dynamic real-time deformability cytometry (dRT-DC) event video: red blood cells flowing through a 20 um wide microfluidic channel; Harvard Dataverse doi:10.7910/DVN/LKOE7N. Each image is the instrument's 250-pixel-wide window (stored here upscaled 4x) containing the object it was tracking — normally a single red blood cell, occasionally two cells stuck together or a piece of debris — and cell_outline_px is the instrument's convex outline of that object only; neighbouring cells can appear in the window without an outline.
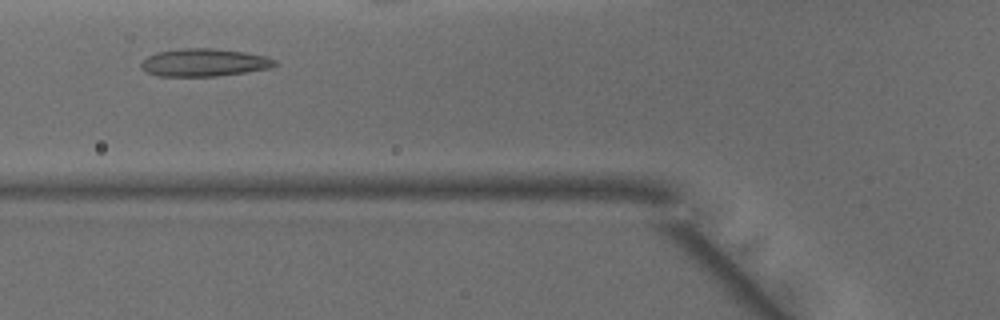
{"species": "common noctule bat (a hibernating species)", "species_latin": "Nyctalus noctula", "temperature_condition": "warm", "stored_images_in_passage": 29, "camera_frame_rate_fps": 3000, "um_per_image_px": 0.085, "animal": {"sex": "male", "body_mass_g": 15.6}, "frame": {"image": 1, "passage_image": 7, "time_ms": 2.0, "image_size_px": [1000, 320], "cell_outline_px": [[276, 64], [272, 68], [216, 76], [160, 76], [148, 72], [140, 64], [148, 56], [156, 52], [180, 48], [212, 48], [244, 52], [268, 56], [276, 60]], "centroid_in_image_um": [17.39, 5.3], "position_along_channel_um": 108.4, "area_um2": 21.5}}
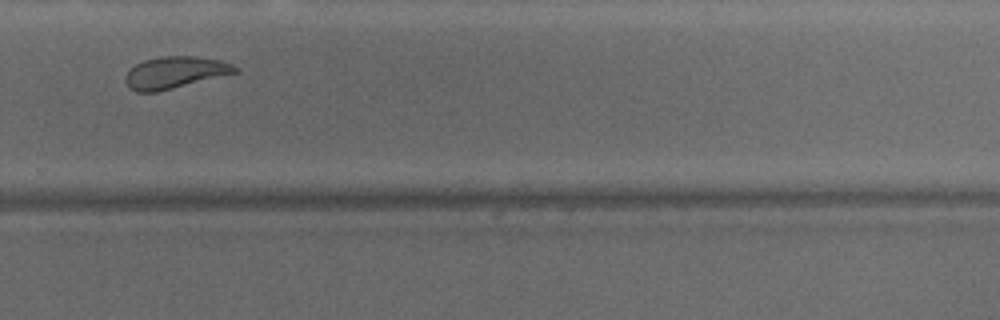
{"frame": {"image": 2, "passage_image": 22, "time_ms": 7.0, "image_size_px": [1000, 320], "cell_outline_px": [[240, 72], [156, 92], [136, 92], [128, 88], [124, 80], [124, 76], [136, 64], [144, 60], [160, 56], [196, 56], [220, 60], [232, 64], [240, 68]], "centroid_in_image_um": [14.88, 6.16], "position_along_channel_um": 314.9, "area_um2": 20.52}}
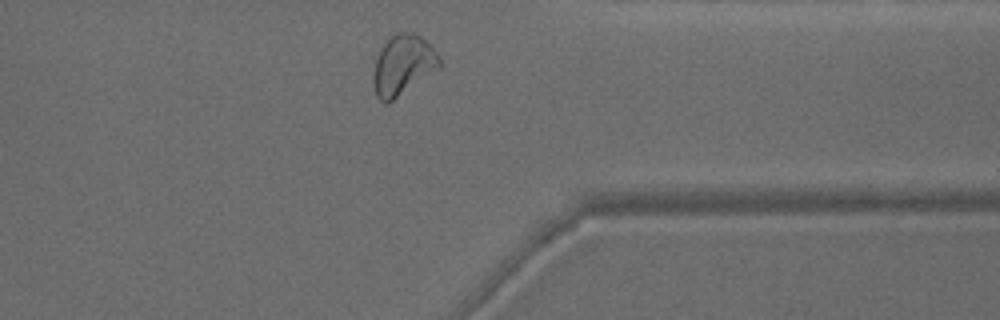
{"frame": {"image": 3, "passage_image": 27, "time_ms": 8.667, "image_size_px": [1000, 320], "cell_outline_px": [[440, 68], [388, 104], [384, 104], [376, 96], [372, 80], [372, 76], [376, 60], [380, 48], [396, 32], [416, 32], [436, 52], [440, 60]], "centroid_in_image_um": [34.23, 5.56], "position_along_channel_um": 377.2, "area_um2": 23.18}, "authors_computed_cell_mechanics": {"area_um2": 20.808, "velocity_mm_per_s": 4.1336, "shape_relaxation_time_tau1_ms": 9.0961, "shape_relaxation_time_tau2_ms": 1.2493, "deformation_change_tau1": 0.2163, "deformation_change_tau2": 0.0843}}